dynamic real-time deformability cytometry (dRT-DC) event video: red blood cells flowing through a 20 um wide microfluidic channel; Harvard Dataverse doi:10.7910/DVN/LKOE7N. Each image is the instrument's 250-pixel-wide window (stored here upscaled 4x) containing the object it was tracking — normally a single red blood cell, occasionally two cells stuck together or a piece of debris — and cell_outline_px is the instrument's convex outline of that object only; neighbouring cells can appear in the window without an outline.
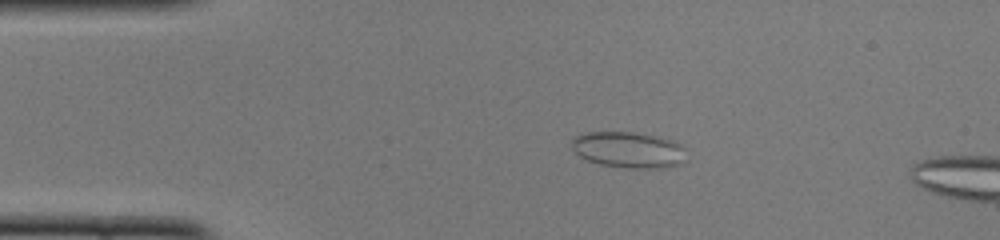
{"species": "common noctule bat (a hibernating species)", "species_latin": "Nyctalus noctula", "temperature_condition": "cold", "stored_images_in_passage": 9, "camera_frame_rate_fps": 3000, "um_per_image_px": 0.085, "animal": {"sex": "female", "body_mass_g": 22.0, "forearm_length_mm": 56.7}, "frame": {"image": 1, "passage_image": 6, "time_ms": 1.667, "image_size_px": [1000, 240], "cell_outline_px": [[688, 160], [684, 164], [664, 168], [632, 168], [600, 164], [588, 160], [580, 156], [572, 148], [572, 140], [576, 136], [588, 132], [628, 132], [652, 136], [672, 140], [688, 148]], "centroid_in_image_um": [53.54, 12.75], "position_along_channel_um": 31.5, "area_um2": 24.28}}